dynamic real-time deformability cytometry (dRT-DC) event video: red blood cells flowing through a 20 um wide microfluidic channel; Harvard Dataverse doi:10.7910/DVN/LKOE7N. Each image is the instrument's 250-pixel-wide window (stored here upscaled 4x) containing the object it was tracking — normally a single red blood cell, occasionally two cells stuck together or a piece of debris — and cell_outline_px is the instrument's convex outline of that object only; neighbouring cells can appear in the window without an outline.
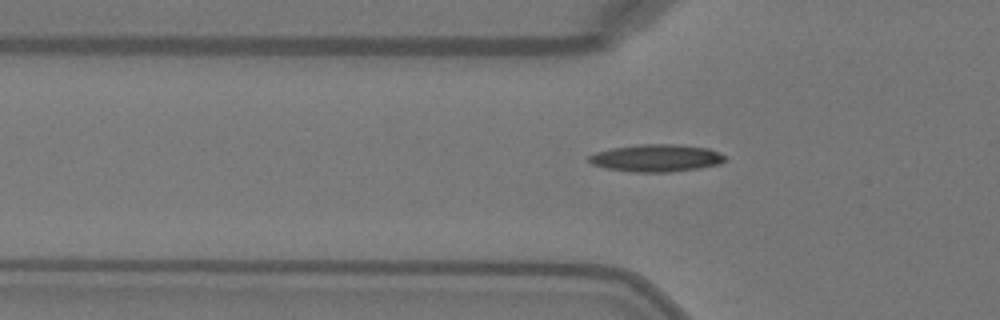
{"species": "Egyptian fruit bat (a non-hibernating species)", "species_latin": "Rousettus aegyptiacus", "temperature_condition": "warm", "stored_images_in_passage": 42, "camera_frame_rate_fps": 3000, "um_per_image_px": 0.085, "animal": {"sex": "female"}, "frame": {"image": 1, "passage_image": 12, "time_ms": 3.667, "image_size_px": [1000, 320], "cell_outline_px": [[724, 160], [720, 164], [696, 168], [668, 172], [632, 172], [604, 168], [592, 164], [588, 160], [588, 156], [596, 152], [612, 148], [640, 144], [680, 144], [708, 148], [724, 156]], "centroid_in_image_um": [55.74, 13.43], "position_along_channel_um": 70.1, "area_um2": 21.56}}
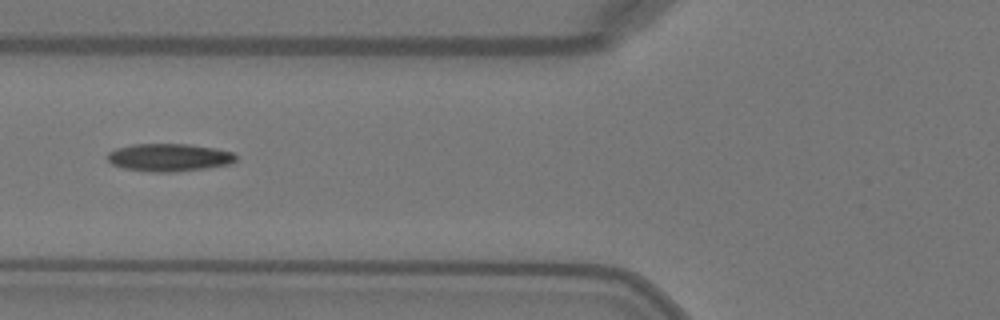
{"frame": {"image": 2, "passage_image": 15, "time_ms": 4.667, "image_size_px": [1000, 320], "cell_outline_px": [[236, 160], [228, 164], [204, 168], [172, 172], [156, 172], [124, 168], [112, 164], [108, 160], [108, 152], [116, 148], [132, 144], [188, 144], [216, 148], [232, 152], [236, 156]], "centroid_in_image_um": [14.35, 13.37], "position_along_channel_um": 111.4, "area_um2": 20.58}}
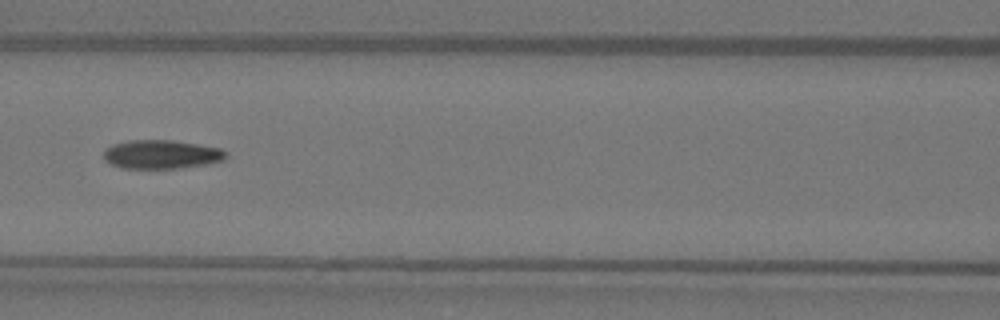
{"frame": {"image": 3, "passage_image": 18, "time_ms": 5.667, "image_size_px": [1000, 320], "cell_outline_px": [[228, 156], [224, 160], [208, 164], [180, 168], [120, 168], [104, 160], [104, 152], [112, 144], [128, 140], [172, 140], [220, 148], [228, 152]], "centroid_in_image_um": [13.75, 13.12], "position_along_channel_um": 152.9, "area_um2": 20.58}}